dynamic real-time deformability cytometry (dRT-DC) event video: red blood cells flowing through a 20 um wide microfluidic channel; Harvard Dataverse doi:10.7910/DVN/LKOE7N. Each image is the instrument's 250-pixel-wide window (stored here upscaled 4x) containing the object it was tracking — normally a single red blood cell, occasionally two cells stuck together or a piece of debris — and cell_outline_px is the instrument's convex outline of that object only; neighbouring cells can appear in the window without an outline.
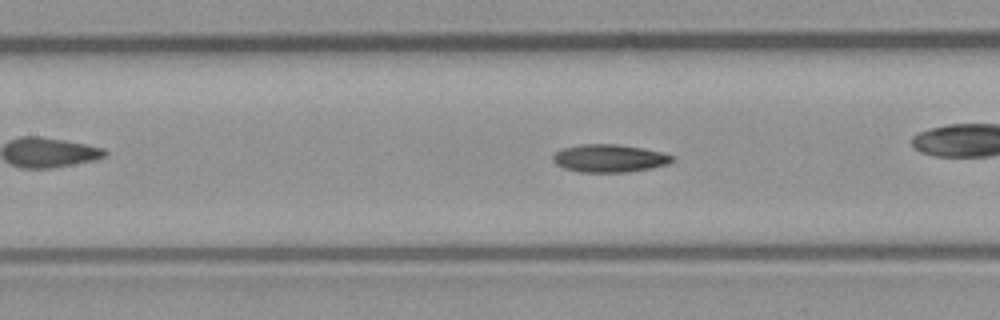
{"species": "common noctule bat (a hibernating species)", "species_latin": "Nyctalus noctula", "temperature_condition": "room temperature", "stored_images_in_passage": 54, "camera_frame_rate_fps": 3000, "um_per_image_px": 0.085, "animal": {"sex": "male", "body_mass_g": 23.1, "forearm_length_mm": 52.7}, "frame": {"image": 1, "passage_image": 24, "time_ms": 7.667, "image_size_px": [1000, 320], "cell_outline_px": [[676, 160], [668, 164], [652, 168], [628, 172], [580, 172], [564, 168], [556, 164], [552, 160], [552, 156], [556, 152], [564, 148], [584, 144], [620, 144], [660, 152], [676, 156]], "centroid_in_image_um": [51.83, 13.46], "position_along_channel_um": 155.6, "area_um2": 19.36}, "authors_computed_cell_mechanics": {"area_um2": 19.0162, "velocity_mm_per_s": 3.9404, "shape_relaxation_time_tau1_ms": null, "shape_relaxation_time_tau2_ms": 3.7636, "deformation_change_tau1": null, "deformation_change_tau2": 0.1056}}